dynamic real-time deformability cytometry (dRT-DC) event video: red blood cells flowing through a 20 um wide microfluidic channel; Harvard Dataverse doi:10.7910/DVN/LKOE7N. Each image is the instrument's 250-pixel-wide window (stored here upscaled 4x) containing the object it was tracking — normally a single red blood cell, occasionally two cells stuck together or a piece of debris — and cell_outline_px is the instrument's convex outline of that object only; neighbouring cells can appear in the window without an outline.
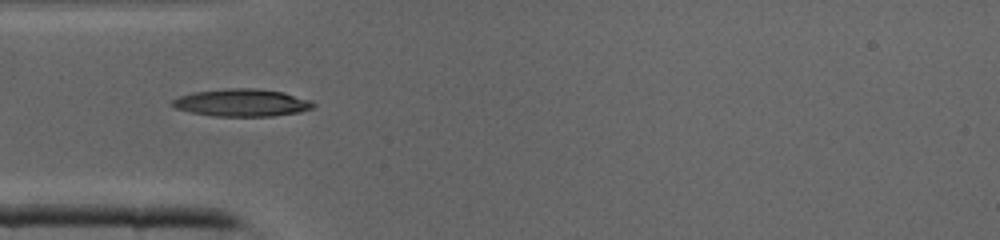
{"species": "common noctule bat (a hibernating species)", "species_latin": "Nyctalus noctula", "temperature_condition": "cold", "stored_images_in_passage": 30, "camera_frame_rate_fps": 3000, "um_per_image_px": 0.085, "animal": {"sex": "male", "body_mass_g": 19.0, "forearm_length_mm": 50.8}, "frame": {"image": 1, "passage_image": 1, "time_ms": 0.0, "image_size_px": [1000, 240], "cell_outline_px": [[316, 104], [312, 108], [300, 112], [272, 116], [212, 116], [172, 108], [172, 100], [180, 96], [192, 92], [228, 88], [256, 88], [284, 92], [312, 100]], "centroid_in_image_um": [20.57, 8.72], "position_along_channel_um": 64.4, "area_um2": 22.72}}
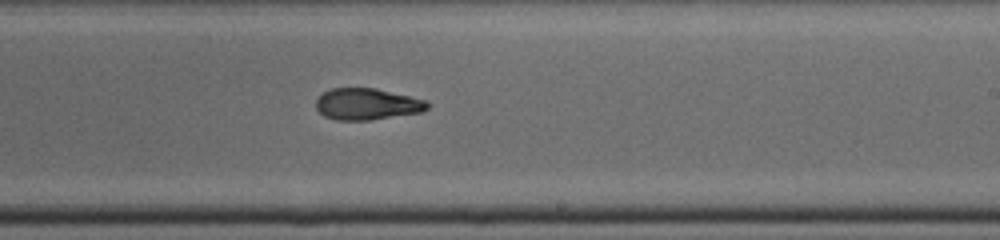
{"frame": {"image": 2, "passage_image": 13, "time_ms": 4.0, "image_size_px": [1000, 240], "cell_outline_px": [[428, 108], [424, 112], [368, 120], [336, 120], [324, 116], [316, 108], [316, 100], [324, 92], [332, 88], [376, 88], [424, 100], [428, 104]], "centroid_in_image_um": [31.18, 8.85], "position_along_channel_um": 257.8, "area_um2": 20.29}}
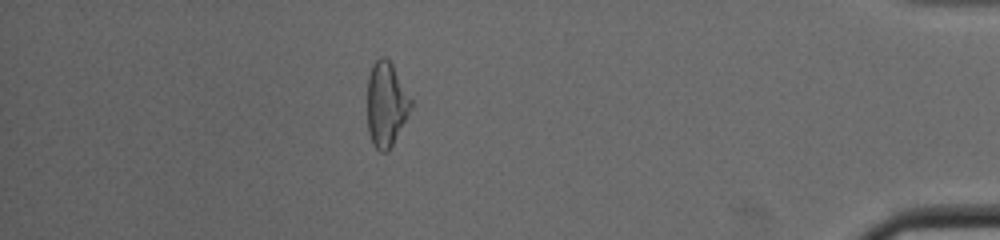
{"frame": {"image": 3, "passage_image": 25, "time_ms": 8.0, "image_size_px": [1000, 240], "cell_outline_px": [[412, 108], [388, 152], [380, 152], [372, 144], [368, 132], [368, 76], [372, 64], [380, 56], [384, 56], [392, 64], [412, 100]], "centroid_in_image_um": [32.82, 8.87], "position_along_channel_um": 402.4, "area_um2": 21.44}}